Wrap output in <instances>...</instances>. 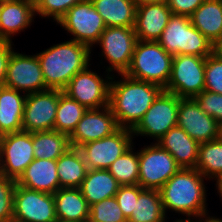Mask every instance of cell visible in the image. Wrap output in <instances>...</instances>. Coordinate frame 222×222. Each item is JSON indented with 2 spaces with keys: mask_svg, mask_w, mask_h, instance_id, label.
I'll return each mask as SVG.
<instances>
[{
  "mask_svg": "<svg viewBox=\"0 0 222 222\" xmlns=\"http://www.w3.org/2000/svg\"><path fill=\"white\" fill-rule=\"evenodd\" d=\"M110 84L109 106L121 128L133 129L151 107L155 98L163 90L160 86L133 79L125 74ZM114 80V81H113Z\"/></svg>",
  "mask_w": 222,
  "mask_h": 222,
  "instance_id": "6da1fadb",
  "label": "cell"
},
{
  "mask_svg": "<svg viewBox=\"0 0 222 222\" xmlns=\"http://www.w3.org/2000/svg\"><path fill=\"white\" fill-rule=\"evenodd\" d=\"M204 179L207 180L195 168H180L159 189L165 214L169 210L187 216L184 220H191L207 213Z\"/></svg>",
  "mask_w": 222,
  "mask_h": 222,
  "instance_id": "7a4b0ae2",
  "label": "cell"
},
{
  "mask_svg": "<svg viewBox=\"0 0 222 222\" xmlns=\"http://www.w3.org/2000/svg\"><path fill=\"white\" fill-rule=\"evenodd\" d=\"M92 51L85 44L68 40L37 53L46 87L63 90L76 73L91 65Z\"/></svg>",
  "mask_w": 222,
  "mask_h": 222,
  "instance_id": "3957f363",
  "label": "cell"
},
{
  "mask_svg": "<svg viewBox=\"0 0 222 222\" xmlns=\"http://www.w3.org/2000/svg\"><path fill=\"white\" fill-rule=\"evenodd\" d=\"M173 57L157 41L138 40L125 75L165 89L171 75Z\"/></svg>",
  "mask_w": 222,
  "mask_h": 222,
  "instance_id": "277c9868",
  "label": "cell"
},
{
  "mask_svg": "<svg viewBox=\"0 0 222 222\" xmlns=\"http://www.w3.org/2000/svg\"><path fill=\"white\" fill-rule=\"evenodd\" d=\"M157 42L172 56L212 54V43L191 23L190 17L172 14Z\"/></svg>",
  "mask_w": 222,
  "mask_h": 222,
  "instance_id": "5b68a950",
  "label": "cell"
},
{
  "mask_svg": "<svg viewBox=\"0 0 222 222\" xmlns=\"http://www.w3.org/2000/svg\"><path fill=\"white\" fill-rule=\"evenodd\" d=\"M179 101L176 94L163 89L132 129L133 136L151 137L157 142L171 128L177 126Z\"/></svg>",
  "mask_w": 222,
  "mask_h": 222,
  "instance_id": "8992f818",
  "label": "cell"
},
{
  "mask_svg": "<svg viewBox=\"0 0 222 222\" xmlns=\"http://www.w3.org/2000/svg\"><path fill=\"white\" fill-rule=\"evenodd\" d=\"M206 58L196 55H175L165 91L179 98H194L205 87Z\"/></svg>",
  "mask_w": 222,
  "mask_h": 222,
  "instance_id": "52a82bcc",
  "label": "cell"
},
{
  "mask_svg": "<svg viewBox=\"0 0 222 222\" xmlns=\"http://www.w3.org/2000/svg\"><path fill=\"white\" fill-rule=\"evenodd\" d=\"M57 24L73 36L70 40L85 44L91 49L106 28L91 0L74 5Z\"/></svg>",
  "mask_w": 222,
  "mask_h": 222,
  "instance_id": "ba28073f",
  "label": "cell"
},
{
  "mask_svg": "<svg viewBox=\"0 0 222 222\" xmlns=\"http://www.w3.org/2000/svg\"><path fill=\"white\" fill-rule=\"evenodd\" d=\"M138 39L134 27H106L96 43L101 56L109 63L105 69L110 74H124L130 66Z\"/></svg>",
  "mask_w": 222,
  "mask_h": 222,
  "instance_id": "9c48e42d",
  "label": "cell"
},
{
  "mask_svg": "<svg viewBox=\"0 0 222 222\" xmlns=\"http://www.w3.org/2000/svg\"><path fill=\"white\" fill-rule=\"evenodd\" d=\"M76 73L62 90L71 99L88 109H100L109 105L110 84L113 74L107 72L105 78L91 70Z\"/></svg>",
  "mask_w": 222,
  "mask_h": 222,
  "instance_id": "30bf717a",
  "label": "cell"
},
{
  "mask_svg": "<svg viewBox=\"0 0 222 222\" xmlns=\"http://www.w3.org/2000/svg\"><path fill=\"white\" fill-rule=\"evenodd\" d=\"M139 180L143 189L159 190L181 167L156 142L138 150Z\"/></svg>",
  "mask_w": 222,
  "mask_h": 222,
  "instance_id": "8fae6325",
  "label": "cell"
},
{
  "mask_svg": "<svg viewBox=\"0 0 222 222\" xmlns=\"http://www.w3.org/2000/svg\"><path fill=\"white\" fill-rule=\"evenodd\" d=\"M33 150V132L22 130L2 135L0 174L17 181L35 159Z\"/></svg>",
  "mask_w": 222,
  "mask_h": 222,
  "instance_id": "7c38bea8",
  "label": "cell"
},
{
  "mask_svg": "<svg viewBox=\"0 0 222 222\" xmlns=\"http://www.w3.org/2000/svg\"><path fill=\"white\" fill-rule=\"evenodd\" d=\"M133 138L135 137L131 129L120 127L112 135L88 142L78 149L82 153L88 170H107L118 157L134 145Z\"/></svg>",
  "mask_w": 222,
  "mask_h": 222,
  "instance_id": "4fadbf2b",
  "label": "cell"
},
{
  "mask_svg": "<svg viewBox=\"0 0 222 222\" xmlns=\"http://www.w3.org/2000/svg\"><path fill=\"white\" fill-rule=\"evenodd\" d=\"M15 51L8 61L4 86L25 94L48 90L37 55Z\"/></svg>",
  "mask_w": 222,
  "mask_h": 222,
  "instance_id": "5bb4252c",
  "label": "cell"
},
{
  "mask_svg": "<svg viewBox=\"0 0 222 222\" xmlns=\"http://www.w3.org/2000/svg\"><path fill=\"white\" fill-rule=\"evenodd\" d=\"M13 219L19 222H55L57 217L53 194L16 184Z\"/></svg>",
  "mask_w": 222,
  "mask_h": 222,
  "instance_id": "9a60e30c",
  "label": "cell"
},
{
  "mask_svg": "<svg viewBox=\"0 0 222 222\" xmlns=\"http://www.w3.org/2000/svg\"><path fill=\"white\" fill-rule=\"evenodd\" d=\"M59 102V89L27 94L22 119L23 131L54 130Z\"/></svg>",
  "mask_w": 222,
  "mask_h": 222,
  "instance_id": "2e32d148",
  "label": "cell"
},
{
  "mask_svg": "<svg viewBox=\"0 0 222 222\" xmlns=\"http://www.w3.org/2000/svg\"><path fill=\"white\" fill-rule=\"evenodd\" d=\"M177 126L199 144L219 136V122L203 112L194 98H180Z\"/></svg>",
  "mask_w": 222,
  "mask_h": 222,
  "instance_id": "e0dca14e",
  "label": "cell"
},
{
  "mask_svg": "<svg viewBox=\"0 0 222 222\" xmlns=\"http://www.w3.org/2000/svg\"><path fill=\"white\" fill-rule=\"evenodd\" d=\"M119 128L109 105L100 109H88L69 136L70 145L79 148L88 142L110 136Z\"/></svg>",
  "mask_w": 222,
  "mask_h": 222,
  "instance_id": "ac0fdd59",
  "label": "cell"
},
{
  "mask_svg": "<svg viewBox=\"0 0 222 222\" xmlns=\"http://www.w3.org/2000/svg\"><path fill=\"white\" fill-rule=\"evenodd\" d=\"M35 17L34 0L0 1V39L12 41L13 35L30 27Z\"/></svg>",
  "mask_w": 222,
  "mask_h": 222,
  "instance_id": "d6986e66",
  "label": "cell"
},
{
  "mask_svg": "<svg viewBox=\"0 0 222 222\" xmlns=\"http://www.w3.org/2000/svg\"><path fill=\"white\" fill-rule=\"evenodd\" d=\"M172 11L167 3L137 5L134 31L137 39L157 41L167 26Z\"/></svg>",
  "mask_w": 222,
  "mask_h": 222,
  "instance_id": "ffe728a7",
  "label": "cell"
},
{
  "mask_svg": "<svg viewBox=\"0 0 222 222\" xmlns=\"http://www.w3.org/2000/svg\"><path fill=\"white\" fill-rule=\"evenodd\" d=\"M16 184L31 190L54 194L60 188L56 160L34 159Z\"/></svg>",
  "mask_w": 222,
  "mask_h": 222,
  "instance_id": "44dd1931",
  "label": "cell"
},
{
  "mask_svg": "<svg viewBox=\"0 0 222 222\" xmlns=\"http://www.w3.org/2000/svg\"><path fill=\"white\" fill-rule=\"evenodd\" d=\"M167 150L181 168H195L198 161L199 143L182 128H171L156 142Z\"/></svg>",
  "mask_w": 222,
  "mask_h": 222,
  "instance_id": "7402d4cb",
  "label": "cell"
},
{
  "mask_svg": "<svg viewBox=\"0 0 222 222\" xmlns=\"http://www.w3.org/2000/svg\"><path fill=\"white\" fill-rule=\"evenodd\" d=\"M27 94L0 86V133L22 131L24 104Z\"/></svg>",
  "mask_w": 222,
  "mask_h": 222,
  "instance_id": "603a6c76",
  "label": "cell"
},
{
  "mask_svg": "<svg viewBox=\"0 0 222 222\" xmlns=\"http://www.w3.org/2000/svg\"><path fill=\"white\" fill-rule=\"evenodd\" d=\"M53 196L57 220L65 222L89 220L90 205L79 188H59Z\"/></svg>",
  "mask_w": 222,
  "mask_h": 222,
  "instance_id": "cb8c5ba5",
  "label": "cell"
},
{
  "mask_svg": "<svg viewBox=\"0 0 222 222\" xmlns=\"http://www.w3.org/2000/svg\"><path fill=\"white\" fill-rule=\"evenodd\" d=\"M119 186L115 177L108 170L91 169L87 171L79 189L91 206L106 198L115 197Z\"/></svg>",
  "mask_w": 222,
  "mask_h": 222,
  "instance_id": "d4e9b609",
  "label": "cell"
},
{
  "mask_svg": "<svg viewBox=\"0 0 222 222\" xmlns=\"http://www.w3.org/2000/svg\"><path fill=\"white\" fill-rule=\"evenodd\" d=\"M190 21L214 44L222 36V0H205L192 13Z\"/></svg>",
  "mask_w": 222,
  "mask_h": 222,
  "instance_id": "484cf974",
  "label": "cell"
},
{
  "mask_svg": "<svg viewBox=\"0 0 222 222\" xmlns=\"http://www.w3.org/2000/svg\"><path fill=\"white\" fill-rule=\"evenodd\" d=\"M106 27H134L135 0H91Z\"/></svg>",
  "mask_w": 222,
  "mask_h": 222,
  "instance_id": "4316f807",
  "label": "cell"
},
{
  "mask_svg": "<svg viewBox=\"0 0 222 222\" xmlns=\"http://www.w3.org/2000/svg\"><path fill=\"white\" fill-rule=\"evenodd\" d=\"M56 163L60 188H80L88 171L80 150L70 147Z\"/></svg>",
  "mask_w": 222,
  "mask_h": 222,
  "instance_id": "83f0119b",
  "label": "cell"
},
{
  "mask_svg": "<svg viewBox=\"0 0 222 222\" xmlns=\"http://www.w3.org/2000/svg\"><path fill=\"white\" fill-rule=\"evenodd\" d=\"M161 193L157 189H143L135 199L134 210L127 222H166Z\"/></svg>",
  "mask_w": 222,
  "mask_h": 222,
  "instance_id": "f1b7e54d",
  "label": "cell"
},
{
  "mask_svg": "<svg viewBox=\"0 0 222 222\" xmlns=\"http://www.w3.org/2000/svg\"><path fill=\"white\" fill-rule=\"evenodd\" d=\"M71 147L69 136L56 130L33 132L35 159L57 160Z\"/></svg>",
  "mask_w": 222,
  "mask_h": 222,
  "instance_id": "f546056e",
  "label": "cell"
},
{
  "mask_svg": "<svg viewBox=\"0 0 222 222\" xmlns=\"http://www.w3.org/2000/svg\"><path fill=\"white\" fill-rule=\"evenodd\" d=\"M87 109L59 90V102L54 122V130L70 136Z\"/></svg>",
  "mask_w": 222,
  "mask_h": 222,
  "instance_id": "4dcf8cb0",
  "label": "cell"
},
{
  "mask_svg": "<svg viewBox=\"0 0 222 222\" xmlns=\"http://www.w3.org/2000/svg\"><path fill=\"white\" fill-rule=\"evenodd\" d=\"M195 169L208 180L222 175V141L217 138L199 145Z\"/></svg>",
  "mask_w": 222,
  "mask_h": 222,
  "instance_id": "1f68e13d",
  "label": "cell"
},
{
  "mask_svg": "<svg viewBox=\"0 0 222 222\" xmlns=\"http://www.w3.org/2000/svg\"><path fill=\"white\" fill-rule=\"evenodd\" d=\"M133 147L135 146L133 145L123 155L118 157L107 169L115 177L120 186L138 184V151L135 152Z\"/></svg>",
  "mask_w": 222,
  "mask_h": 222,
  "instance_id": "d6a6232c",
  "label": "cell"
},
{
  "mask_svg": "<svg viewBox=\"0 0 222 222\" xmlns=\"http://www.w3.org/2000/svg\"><path fill=\"white\" fill-rule=\"evenodd\" d=\"M90 222H127L115 197L106 198L90 206Z\"/></svg>",
  "mask_w": 222,
  "mask_h": 222,
  "instance_id": "836d02e7",
  "label": "cell"
},
{
  "mask_svg": "<svg viewBox=\"0 0 222 222\" xmlns=\"http://www.w3.org/2000/svg\"><path fill=\"white\" fill-rule=\"evenodd\" d=\"M87 0H34L35 13L41 18L53 19L57 22L79 2Z\"/></svg>",
  "mask_w": 222,
  "mask_h": 222,
  "instance_id": "e575fe53",
  "label": "cell"
},
{
  "mask_svg": "<svg viewBox=\"0 0 222 222\" xmlns=\"http://www.w3.org/2000/svg\"><path fill=\"white\" fill-rule=\"evenodd\" d=\"M16 180L0 174V222L13 219V203Z\"/></svg>",
  "mask_w": 222,
  "mask_h": 222,
  "instance_id": "d590c367",
  "label": "cell"
},
{
  "mask_svg": "<svg viewBox=\"0 0 222 222\" xmlns=\"http://www.w3.org/2000/svg\"><path fill=\"white\" fill-rule=\"evenodd\" d=\"M204 90L222 95V60L211 54L206 57Z\"/></svg>",
  "mask_w": 222,
  "mask_h": 222,
  "instance_id": "8d00e7d4",
  "label": "cell"
},
{
  "mask_svg": "<svg viewBox=\"0 0 222 222\" xmlns=\"http://www.w3.org/2000/svg\"><path fill=\"white\" fill-rule=\"evenodd\" d=\"M194 99L201 110L218 122H222V95L203 90Z\"/></svg>",
  "mask_w": 222,
  "mask_h": 222,
  "instance_id": "74e56055",
  "label": "cell"
},
{
  "mask_svg": "<svg viewBox=\"0 0 222 222\" xmlns=\"http://www.w3.org/2000/svg\"><path fill=\"white\" fill-rule=\"evenodd\" d=\"M142 190L143 188L138 184L119 186L115 198L127 220L130 218L132 211L134 210L135 199H138L139 193Z\"/></svg>",
  "mask_w": 222,
  "mask_h": 222,
  "instance_id": "f35d334b",
  "label": "cell"
},
{
  "mask_svg": "<svg viewBox=\"0 0 222 222\" xmlns=\"http://www.w3.org/2000/svg\"><path fill=\"white\" fill-rule=\"evenodd\" d=\"M205 0H168L172 14L190 17Z\"/></svg>",
  "mask_w": 222,
  "mask_h": 222,
  "instance_id": "ab89813d",
  "label": "cell"
},
{
  "mask_svg": "<svg viewBox=\"0 0 222 222\" xmlns=\"http://www.w3.org/2000/svg\"><path fill=\"white\" fill-rule=\"evenodd\" d=\"M12 43V41H0V86H4L8 61L14 51Z\"/></svg>",
  "mask_w": 222,
  "mask_h": 222,
  "instance_id": "60d3db41",
  "label": "cell"
},
{
  "mask_svg": "<svg viewBox=\"0 0 222 222\" xmlns=\"http://www.w3.org/2000/svg\"><path fill=\"white\" fill-rule=\"evenodd\" d=\"M208 213L209 212L201 214L199 217L194 218L195 220H190V221L191 222H222L221 218H217L215 216H210V214H208Z\"/></svg>",
  "mask_w": 222,
  "mask_h": 222,
  "instance_id": "b9f144b4",
  "label": "cell"
},
{
  "mask_svg": "<svg viewBox=\"0 0 222 222\" xmlns=\"http://www.w3.org/2000/svg\"><path fill=\"white\" fill-rule=\"evenodd\" d=\"M212 54L222 60V36L212 44Z\"/></svg>",
  "mask_w": 222,
  "mask_h": 222,
  "instance_id": "7bdbcfd3",
  "label": "cell"
},
{
  "mask_svg": "<svg viewBox=\"0 0 222 222\" xmlns=\"http://www.w3.org/2000/svg\"><path fill=\"white\" fill-rule=\"evenodd\" d=\"M216 189H217V193L219 195V198H221V201H222V175L219 176L216 180Z\"/></svg>",
  "mask_w": 222,
  "mask_h": 222,
  "instance_id": "ee69618b",
  "label": "cell"
},
{
  "mask_svg": "<svg viewBox=\"0 0 222 222\" xmlns=\"http://www.w3.org/2000/svg\"><path fill=\"white\" fill-rule=\"evenodd\" d=\"M137 5L149 4V3H167L168 0H135Z\"/></svg>",
  "mask_w": 222,
  "mask_h": 222,
  "instance_id": "f6af8a7d",
  "label": "cell"
},
{
  "mask_svg": "<svg viewBox=\"0 0 222 222\" xmlns=\"http://www.w3.org/2000/svg\"><path fill=\"white\" fill-rule=\"evenodd\" d=\"M218 139L222 141V122H219V136Z\"/></svg>",
  "mask_w": 222,
  "mask_h": 222,
  "instance_id": "bcb514c9",
  "label": "cell"
},
{
  "mask_svg": "<svg viewBox=\"0 0 222 222\" xmlns=\"http://www.w3.org/2000/svg\"><path fill=\"white\" fill-rule=\"evenodd\" d=\"M173 222H191L190 220H183L182 218H179L177 220H173Z\"/></svg>",
  "mask_w": 222,
  "mask_h": 222,
  "instance_id": "7dc6e473",
  "label": "cell"
},
{
  "mask_svg": "<svg viewBox=\"0 0 222 222\" xmlns=\"http://www.w3.org/2000/svg\"><path fill=\"white\" fill-rule=\"evenodd\" d=\"M9 222H19V221H16V220L12 219V220H10Z\"/></svg>",
  "mask_w": 222,
  "mask_h": 222,
  "instance_id": "c3c4849f",
  "label": "cell"
}]
</instances>
